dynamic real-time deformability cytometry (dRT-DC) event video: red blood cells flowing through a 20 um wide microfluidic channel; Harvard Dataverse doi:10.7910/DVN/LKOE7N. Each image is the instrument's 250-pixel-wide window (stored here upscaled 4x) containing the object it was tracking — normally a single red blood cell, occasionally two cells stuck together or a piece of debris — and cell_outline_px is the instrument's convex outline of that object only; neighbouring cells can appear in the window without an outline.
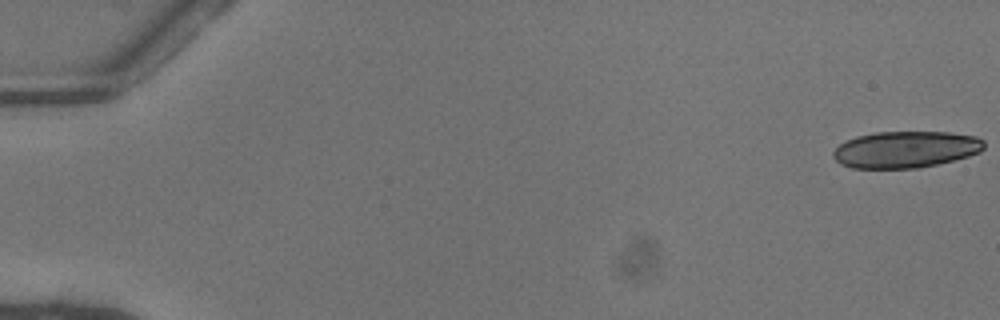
{"species": "common noctule bat (a hibernating species)", "species_latin": "Nyctalus noctula", "temperature_condition": "warm", "stored_images_in_passage": 20, "camera_frame_rate_fps": 3000, "um_per_image_px": 0.085, "animal": {"sex": "female"}, "frame": {"image": 1, "passage_image": 1, "time_ms": 0.0, "image_size_px": [1000, 320], "cell_outline_px": [[984, 148], [980, 152], [968, 156], [920, 168], [852, 168], [840, 164], [832, 156], [832, 152], [840, 144], [856, 136], [876, 132], [948, 132], [976, 136], [984, 140]], "centroid_in_image_um": [76.97, 12.7], "position_along_channel_um": 8.0, "area_um2": 32.19}}